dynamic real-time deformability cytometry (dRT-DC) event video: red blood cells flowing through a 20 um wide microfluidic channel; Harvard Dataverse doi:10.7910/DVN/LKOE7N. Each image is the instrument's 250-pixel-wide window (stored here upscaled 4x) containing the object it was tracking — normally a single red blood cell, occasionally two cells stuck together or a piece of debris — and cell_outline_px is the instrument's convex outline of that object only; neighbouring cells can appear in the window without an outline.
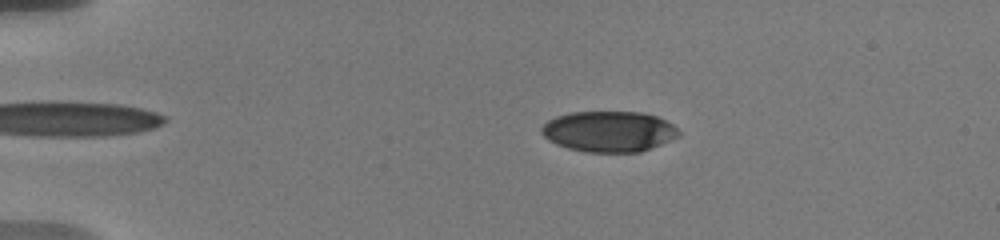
{"species": "human", "species_latin": "Homo sapiens", "temperature_condition": "warm", "stored_images_in_passage": 53, "camera_frame_rate_fps": 3000, "um_per_image_px": 0.085, "donor": {"sex": "male"}, "frame": {"image": 1, "passage_image": 23, "time_ms": 4.0, "image_size_px": [1000, 240], "cell_outline_px": [[680, 136], [640, 152], [584, 152], [568, 148], [556, 144], [548, 140], [540, 132], [540, 128], [548, 120], [556, 116], [572, 112], [644, 112], [656, 116], [672, 124], [680, 132]], "centroid_in_image_um": [51.73, 11.17], "position_along_channel_um": 33.3, "area_um2": 32.6}}
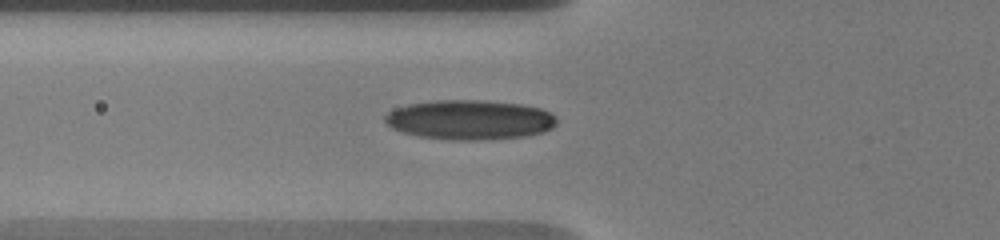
{"frame": {"image": 2, "passage_image": 43, "time_ms": 7.333, "image_size_px": [1000, 240], "cell_outline_px": [[556, 124], [552, 128], [544, 132], [528, 136], [480, 140], [448, 140], [420, 136], [404, 132], [392, 128], [384, 120], [384, 116], [388, 112], [396, 108], [408, 104], [432, 100], [480, 100], [524, 104], [540, 108], [556, 116]], "centroid_in_image_um": [39.94, 10.18], "position_along_channel_um": 85.9, "area_um2": 39.88}}
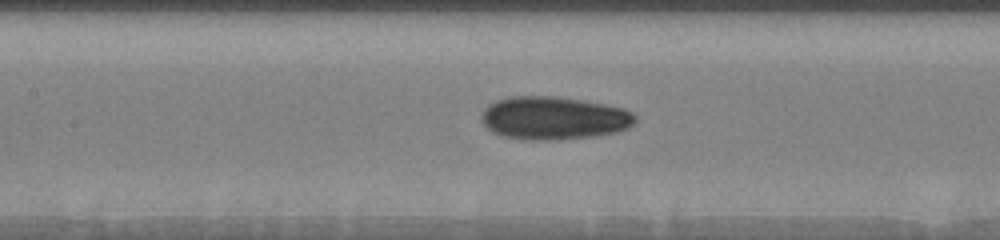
{"frame": {"image": 3, "passage_image": 49, "time_ms": 9.333, "image_size_px": [1000, 240], "cell_outline_px": [[636, 120], [628, 128], [616, 132], [596, 136], [556, 140], [524, 140], [504, 136], [492, 132], [480, 120], [480, 112], [488, 104], [496, 100], [508, 96], [552, 96], [584, 100], [624, 108], [632, 112], [636, 116]], "centroid_in_image_um": [47.04, 10.03], "position_along_channel_um": 160.4, "area_um2": 39.02}}